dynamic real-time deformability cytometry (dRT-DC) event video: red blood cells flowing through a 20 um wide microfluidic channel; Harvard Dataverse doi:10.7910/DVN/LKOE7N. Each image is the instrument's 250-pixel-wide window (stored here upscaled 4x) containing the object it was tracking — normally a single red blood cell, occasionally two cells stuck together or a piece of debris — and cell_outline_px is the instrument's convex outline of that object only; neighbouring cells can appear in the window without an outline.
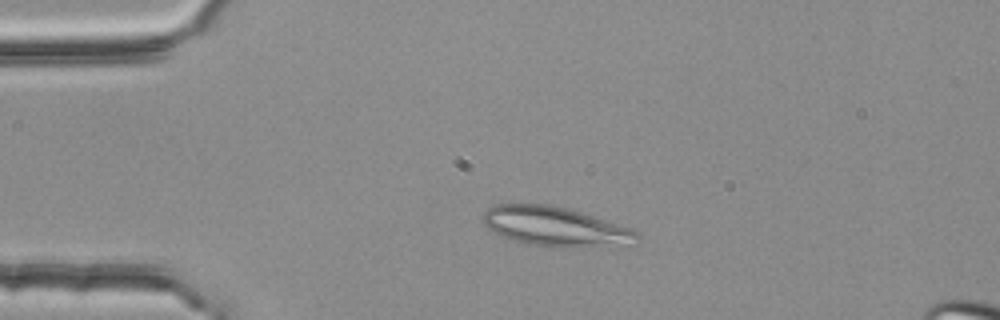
{"species": "common noctule bat (a hibernating species)", "species_latin": "Nyctalus noctula", "temperature_condition": "room temperature", "stored_images_in_passage": 49, "camera_frame_rate_fps": 3000, "um_per_image_px": 0.085, "animal": {"sex": "female", "body_mass_g": 25.1}, "frame": {"image": 1, "passage_image": 10, "time_ms": 3.0, "image_size_px": [1000, 320], "cell_outline_px": [[640, 244], [528, 244], [512, 240], [488, 228], [484, 224], [480, 216], [492, 204], [548, 204], [568, 208], [628, 228], [636, 232], [640, 236]], "centroid_in_image_um": [47.1, 19.19], "position_along_channel_um": 37.9, "area_um2": 33.81}}
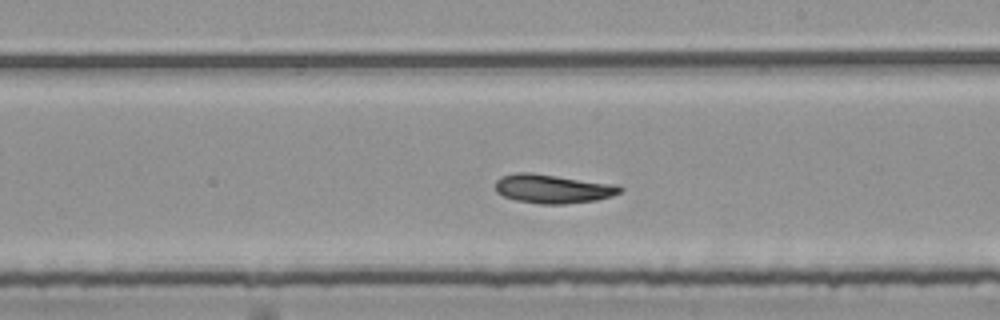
{"frame": {"image": 2, "passage_image": 29, "time_ms": 9.333, "image_size_px": [1000, 320], "cell_outline_px": [[624, 188], [620, 192], [612, 196], [596, 200], [564, 204], [540, 204], [516, 200], [504, 196], [496, 192], [496, 180], [500, 176], [516, 172], [532, 172], [608, 184]], "centroid_in_image_um": [46.9, 16.05], "position_along_channel_um": 242.1, "area_um2": 20.69}}
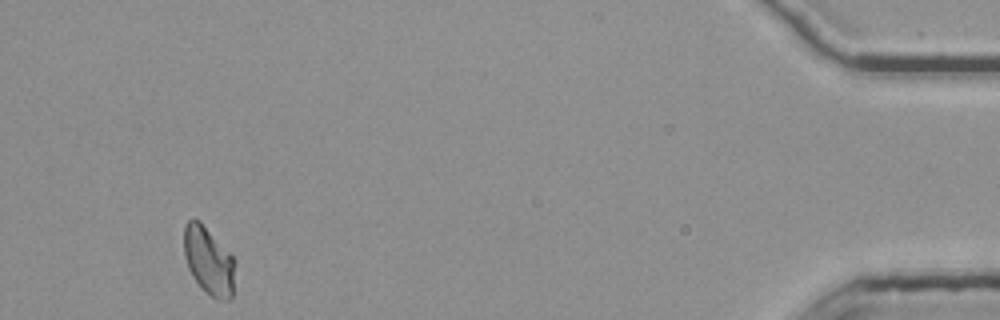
{"frame": {"image": 3, "passage_image": 49, "time_ms": 16.0, "image_size_px": [1000, 320], "cell_outline_px": [[236, 260], [232, 296], [228, 300], [216, 300], [192, 276], [188, 268], [184, 256], [184, 224], [188, 220], [200, 220]], "centroid_in_image_um": [17.75, 22.15], "position_along_channel_um": 417.5, "area_um2": 20.11}, "authors_computed_cell_mechanics": {"area_um2": 20.7502, "velocity_mm_per_s": 3.773, "shape_relaxation_time_tau1_ms": null, "shape_relaxation_time_tau2_ms": 4.7601, "deformation_change_tau1": null, "deformation_change_tau2": 0.1059}}